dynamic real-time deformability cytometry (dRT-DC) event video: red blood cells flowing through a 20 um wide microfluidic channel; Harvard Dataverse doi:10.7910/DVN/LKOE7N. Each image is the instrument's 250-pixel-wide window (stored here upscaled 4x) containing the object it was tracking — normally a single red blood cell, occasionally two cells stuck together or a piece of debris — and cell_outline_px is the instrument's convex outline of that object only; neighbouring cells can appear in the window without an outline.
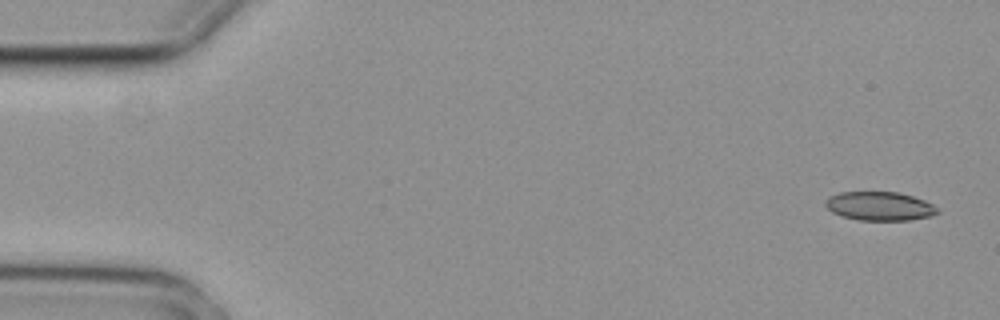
{"species": "common noctule bat (a hibernating species)", "species_latin": "Nyctalus noctula", "temperature_condition": "cold", "stored_images_in_passage": 5, "camera_frame_rate_fps": 3000, "um_per_image_px": 0.085, "animal": {"sex": "female", "body_mass_g": 29.2, "forearm_length_mm": 56.3}, "frame": {"image": 1, "passage_image": 1, "time_ms": 0.0, "image_size_px": [1000, 320], "cell_outline_px": [[940, 212], [932, 216], [908, 220], [860, 220], [840, 216], [832, 212], [824, 204], [824, 200], [828, 196], [840, 192], [896, 192], [912, 196], [924, 200], [932, 204]], "centroid_in_image_um": [74.73, 17.52], "position_along_channel_um": 10.3, "area_um2": 18.84}}
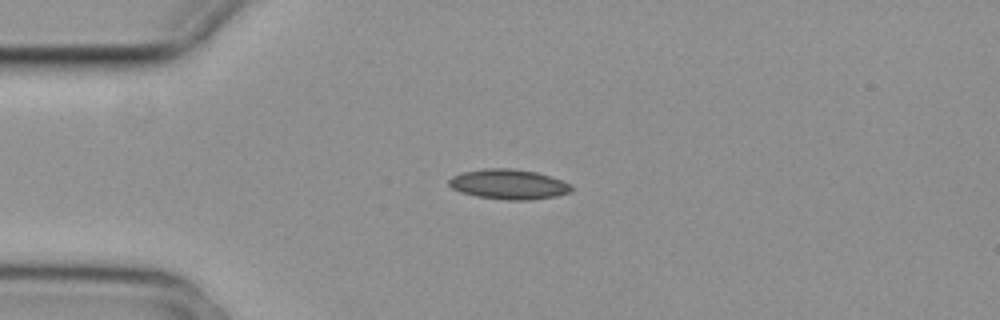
{"frame": {"image": 2, "passage_image": 4, "time_ms": 1.0, "image_size_px": [1000, 320], "cell_outline_px": [[572, 192], [556, 196], [532, 200], [504, 200], [476, 196], [460, 192], [452, 188], [448, 184], [448, 180], [452, 176], [464, 172], [488, 168], [508, 168], [536, 172], [572, 184]], "centroid_in_image_um": [43.24, 15.68], "position_along_channel_um": 41.8, "area_um2": 21.39}}